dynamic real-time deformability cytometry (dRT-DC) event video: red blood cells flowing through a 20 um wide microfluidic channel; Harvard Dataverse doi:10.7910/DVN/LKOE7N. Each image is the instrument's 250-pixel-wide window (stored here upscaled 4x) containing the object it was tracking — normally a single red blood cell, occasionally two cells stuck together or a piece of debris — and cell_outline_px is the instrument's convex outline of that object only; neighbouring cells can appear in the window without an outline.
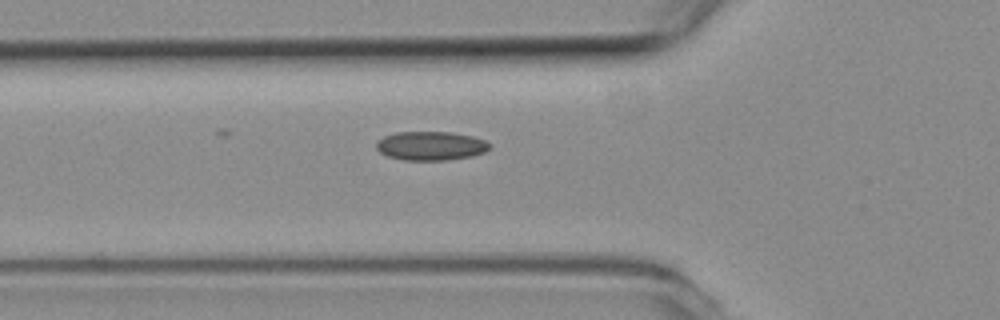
{"species": "common noctule bat (a hibernating species)", "species_latin": "Nyctalus noctula", "temperature_condition": "room temperature", "stored_images_in_passage": 36, "camera_frame_rate_fps": 3000, "um_per_image_px": 0.085, "animal": {"sex": "female", "body_mass_g": 19.3, "forearm_length_mm": 54.1}, "frame": {"image": 1, "passage_image": 2, "time_ms": 0.333, "image_size_px": [1000, 320], "cell_outline_px": [[492, 148], [484, 152], [472, 156], [448, 160], [404, 160], [388, 156], [380, 152], [376, 148], [376, 140], [384, 136], [396, 132], [452, 132], [472, 136], [484, 140], [492, 144]], "centroid_in_image_um": [36.63, 12.39], "position_along_channel_um": 89.2, "area_um2": 19.25}}
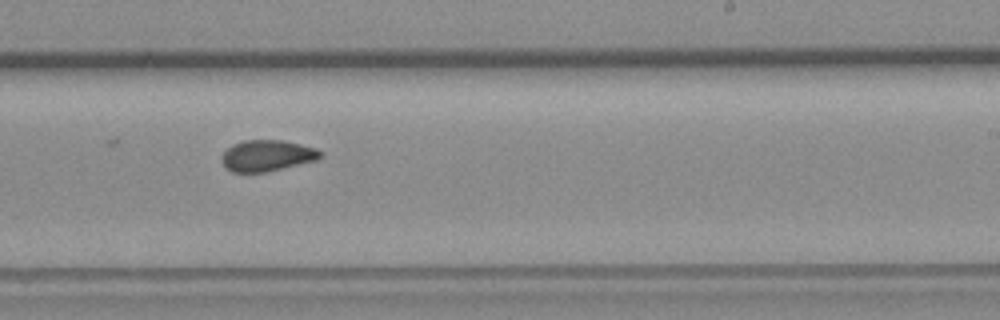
{"frame": {"image": 2, "passage_image": 16, "time_ms": 5.0, "image_size_px": [1000, 320], "cell_outline_px": [[320, 156], [316, 160], [264, 172], [232, 172], [224, 168], [220, 160], [220, 156], [232, 144], [244, 140], [280, 140], [300, 144], [316, 148], [320, 152]], "centroid_in_image_um": [22.61, 13.23], "position_along_channel_um": 266.4, "area_um2": 17.8}}
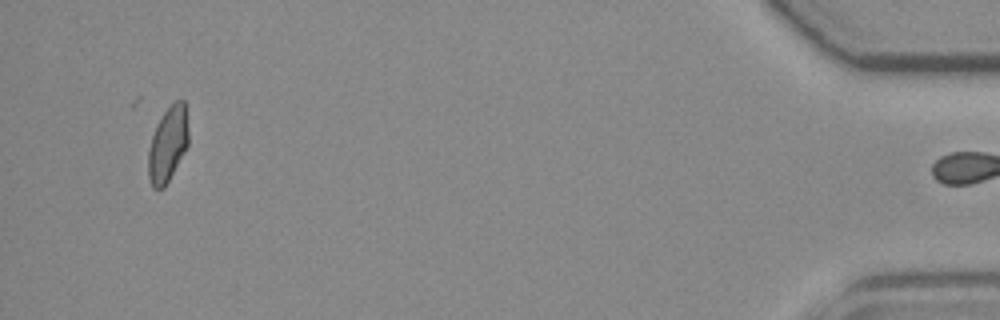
{"frame": {"image": 3, "passage_image": 35, "time_ms": 11.333, "image_size_px": [1000, 320], "cell_outline_px": [[188, 144], [184, 152], [164, 188], [152, 188], [148, 176], [148, 148], [156, 124], [164, 112], [176, 100], [184, 100], [188, 128]], "centroid_in_image_um": [14.25, 12.27], "position_along_channel_um": 421.0, "area_um2": 17.46}}